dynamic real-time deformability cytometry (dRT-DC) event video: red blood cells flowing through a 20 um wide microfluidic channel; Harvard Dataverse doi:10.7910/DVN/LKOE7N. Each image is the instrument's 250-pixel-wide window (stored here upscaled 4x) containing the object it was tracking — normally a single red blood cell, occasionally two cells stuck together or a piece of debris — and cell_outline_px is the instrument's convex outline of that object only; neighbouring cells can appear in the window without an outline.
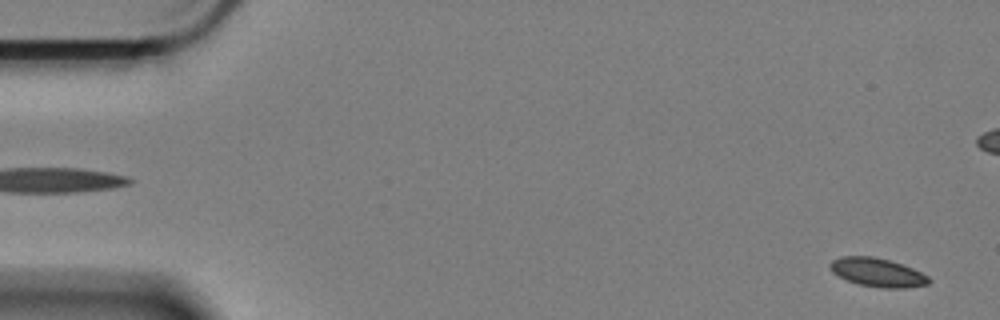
{"species": "Egyptian fruit bat (a non-hibernating species)", "species_latin": "Rousettus aegyptiacus", "temperature_condition": "cold", "stored_images_in_passage": 60, "camera_frame_rate_fps": 3000, "um_per_image_px": 0.085, "animal": {"sex": "female"}, "frame": {"image": 1, "passage_image": 2, "time_ms": 0.333, "image_size_px": [1000, 320], "cell_outline_px": [[932, 280], [928, 284], [904, 288], [880, 288], [856, 284], [832, 272], [828, 268], [828, 264], [832, 260], [840, 256], [872, 256], [888, 260], [912, 268], [928, 276]], "centroid_in_image_um": [74.55, 23.16], "position_along_channel_um": 10.5, "area_um2": 16.53}}
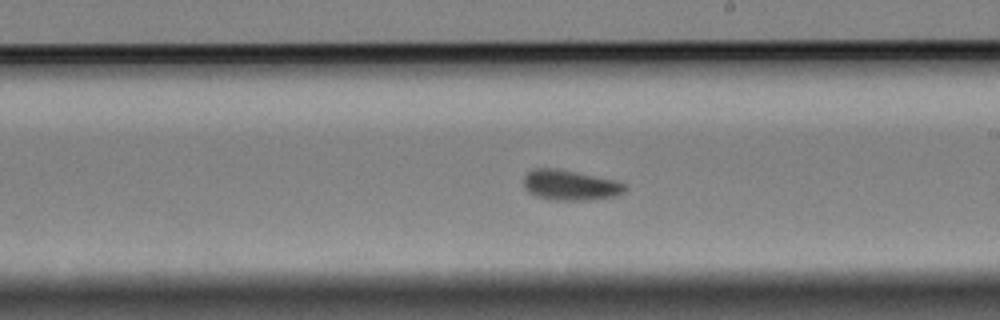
{"frame": {"image": 2, "passage_image": 34, "time_ms": 11.0, "image_size_px": [1000, 320], "cell_outline_px": [[628, 188], [624, 192], [616, 196], [588, 200], [552, 200], [536, 196], [528, 192], [524, 188], [524, 176], [532, 168], [560, 168], [616, 180], [624, 184]], "centroid_in_image_um": [48.46, 15.73], "position_along_channel_um": 240.5, "area_um2": 18.15}}
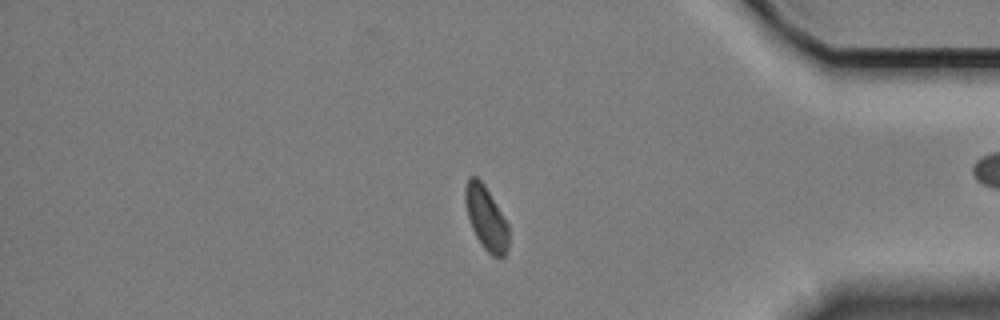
{"frame": {"image": 3, "passage_image": 50, "time_ms": 16.333, "image_size_px": [1000, 320], "cell_outline_px": [[508, 248], [504, 256], [492, 256], [484, 248], [476, 236], [472, 228], [468, 216], [464, 196], [464, 192], [468, 176], [476, 176], [484, 184], [508, 224]], "centroid_in_image_um": [41.31, 18.52], "position_along_channel_um": 393.9, "area_um2": 15.84}, "authors_computed_cell_mechanics": {"area_um2": 16.9643, "velocity_mm_per_s": 3.3483, "shape_relaxation_time_tau1_ms": 7.7995, "shape_relaxation_time_tau2_ms": 4.0527, "deformation_change_tau1": 0.0946, "deformation_change_tau2": 0.074}}